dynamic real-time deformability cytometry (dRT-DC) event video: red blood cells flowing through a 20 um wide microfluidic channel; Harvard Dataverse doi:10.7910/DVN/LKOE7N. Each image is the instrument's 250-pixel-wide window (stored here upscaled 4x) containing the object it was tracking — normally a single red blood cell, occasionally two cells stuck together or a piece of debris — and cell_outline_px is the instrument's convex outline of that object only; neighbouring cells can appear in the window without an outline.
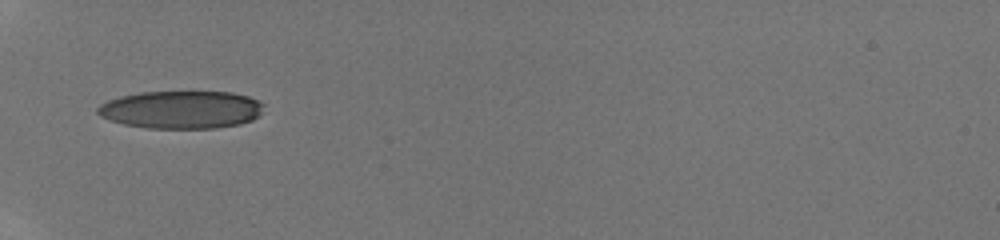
{"species": "human", "species_latin": "Homo sapiens", "temperature_condition": "room temperature", "stored_images_in_passage": 7, "camera_frame_rate_fps": 3000, "um_per_image_px": 0.085, "donor": {"sex": "male"}, "frame": {"image": 1, "passage_image": 2, "time_ms": 1.333, "image_size_px": [1000, 240], "cell_outline_px": [[264, 104], [260, 116], [252, 120], [240, 124], [216, 128], [148, 128], [124, 124], [100, 116], [96, 112], [96, 108], [100, 104], [108, 100], [120, 96], [140, 92], [232, 92], [248, 96], [260, 100]], "centroid_in_image_um": [15.43, 9.32], "position_along_channel_um": 69.6, "area_um2": 36.76}}
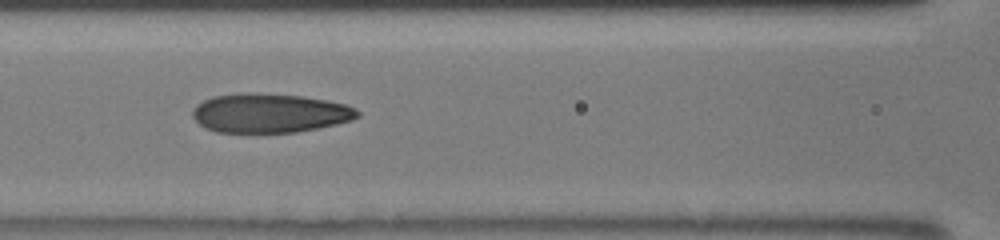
{"frame": {"image": 2, "passage_image": 4, "time_ms": 3.333, "image_size_px": [1000, 240], "cell_outline_px": [[360, 116], [352, 120], [336, 124], [296, 132], [216, 132], [200, 124], [192, 116], [192, 112], [196, 104], [212, 96], [248, 92], [300, 96], [324, 100], [344, 104], [356, 108], [360, 112]], "centroid_in_image_um": [22.92, 9.61], "position_along_channel_um": 143.7, "area_um2": 37.4}}
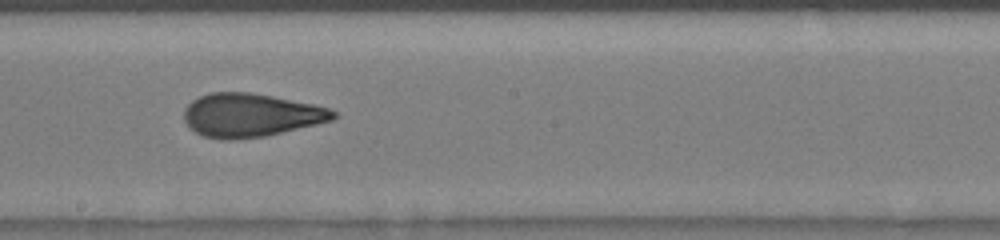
{"frame": {"image": 3, "passage_image": 6, "time_ms": 5.333, "image_size_px": [1000, 240], "cell_outline_px": [[340, 116], [332, 120], [316, 124], [264, 136], [228, 140], [224, 140], [204, 136], [196, 132], [184, 120], [184, 108], [192, 100], [208, 92], [248, 92], [272, 96], [312, 104], [328, 108], [336, 112]], "centroid_in_image_um": [21.29, 9.78], "position_along_channel_um": 226.9, "area_um2": 37.51}}